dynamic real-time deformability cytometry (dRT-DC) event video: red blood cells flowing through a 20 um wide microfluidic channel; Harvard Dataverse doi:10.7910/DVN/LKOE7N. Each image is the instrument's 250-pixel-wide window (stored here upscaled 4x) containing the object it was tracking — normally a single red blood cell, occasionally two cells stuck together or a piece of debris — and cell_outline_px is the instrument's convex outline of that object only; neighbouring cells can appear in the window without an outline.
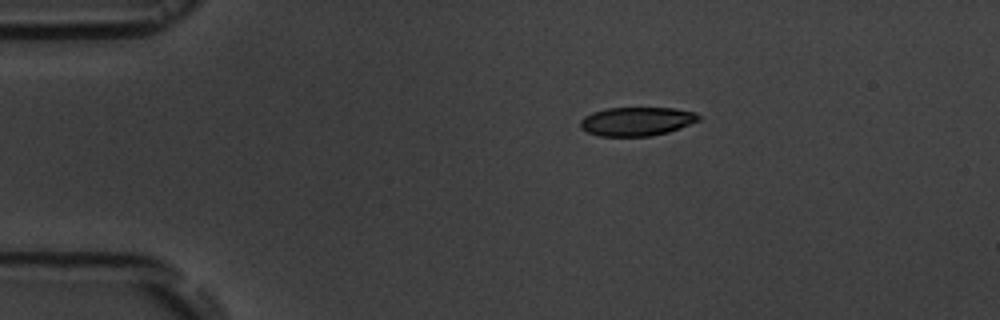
{"species": "common noctule bat (a hibernating species)", "species_latin": "Nyctalus noctula", "temperature_condition": "room temperature", "stored_images_in_passage": 4, "camera_frame_rate_fps": 3000, "um_per_image_px": 0.085, "animal": {"sex": "male", "body_mass_g": 19.5, "forearm_length_mm": 54.6}, "frame": {"image": 1, "passage_image": 1, "time_ms": 0.0, "image_size_px": [1000, 320], "cell_outline_px": [[700, 120], [680, 128], [668, 132], [648, 136], [600, 136], [588, 132], [580, 128], [580, 120], [584, 116], [592, 112], [608, 108], [672, 108], [696, 112], [700, 116]], "centroid_in_image_um": [54.11, 10.31], "position_along_channel_um": 30.9, "area_um2": 19.83}}
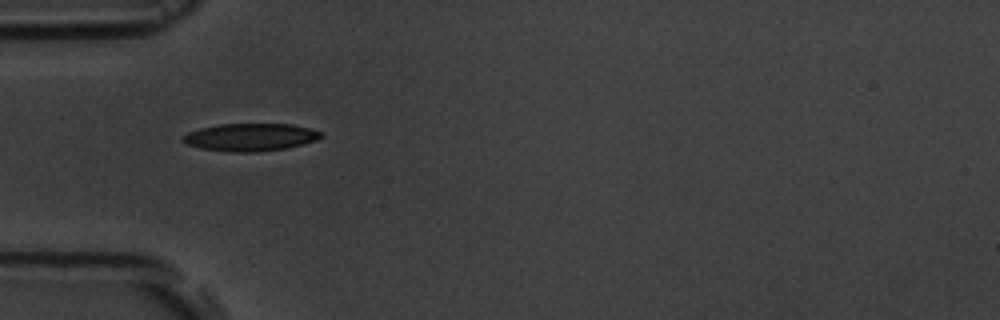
{"frame": {"image": 2, "passage_image": 3, "time_ms": 2.333, "image_size_px": [1000, 320], "cell_outline_px": [[324, 136], [316, 140], [288, 148], [256, 152], [232, 152], [200, 148], [188, 144], [184, 140], [184, 136], [188, 132], [200, 128], [220, 124], [292, 124], [312, 128], [324, 132]], "centroid_in_image_um": [21.37, 11.65], "position_along_channel_um": 63.6, "area_um2": 22.25}}
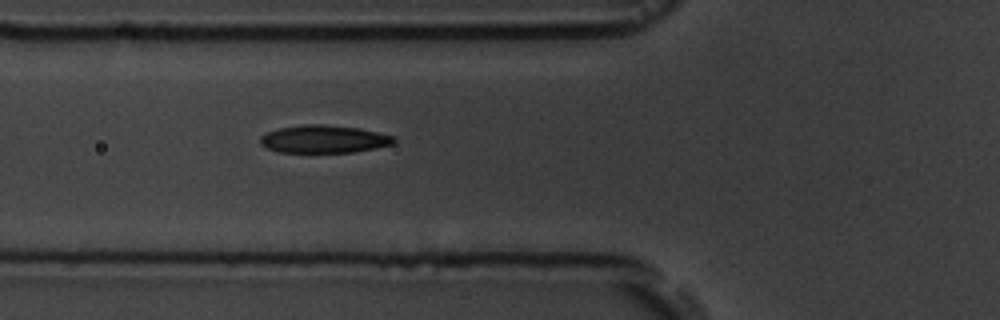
{"frame": {"image": 3, "passage_image": 4, "time_ms": 3.333, "image_size_px": [1000, 320], "cell_outline_px": [[396, 140], [392, 144], [376, 148], [352, 152], [280, 152], [268, 148], [260, 144], [260, 136], [268, 132], [280, 128], [304, 124], [320, 124], [360, 128], [392, 136]], "centroid_in_image_um": [27.51, 11.82], "position_along_channel_um": 98.3, "area_um2": 21.39}}